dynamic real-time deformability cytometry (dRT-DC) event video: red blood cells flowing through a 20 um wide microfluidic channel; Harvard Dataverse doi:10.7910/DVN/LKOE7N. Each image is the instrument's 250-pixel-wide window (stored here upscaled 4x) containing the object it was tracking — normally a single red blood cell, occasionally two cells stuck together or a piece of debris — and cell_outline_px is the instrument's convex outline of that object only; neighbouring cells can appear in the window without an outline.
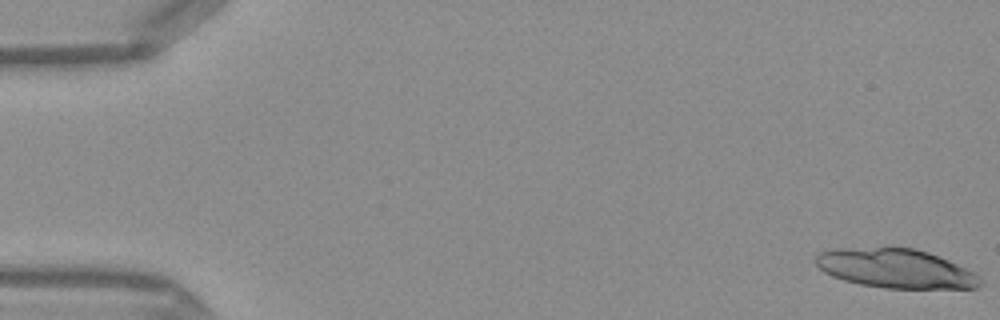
{"species": "Egyptian fruit bat (a non-hibernating species)", "species_latin": "Rousettus aegyptiacus", "temperature_condition": "warm", "stored_images_in_passage": 16, "camera_frame_rate_fps": 3000, "um_per_image_px": 0.085, "frame": {"image": 1, "passage_image": 1, "time_ms": 0.0, "image_size_px": [1000, 320], "cell_outline_px": [[984, 284], [976, 288], [884, 288], [860, 284], [844, 280], [832, 276], [824, 272], [816, 264], [816, 256], [820, 252], [836, 248], [912, 248], [928, 252], [948, 260], [972, 272]], "centroid_in_image_um": [76.1, 22.83], "position_along_channel_um": 8.9, "area_um2": 37.05}}